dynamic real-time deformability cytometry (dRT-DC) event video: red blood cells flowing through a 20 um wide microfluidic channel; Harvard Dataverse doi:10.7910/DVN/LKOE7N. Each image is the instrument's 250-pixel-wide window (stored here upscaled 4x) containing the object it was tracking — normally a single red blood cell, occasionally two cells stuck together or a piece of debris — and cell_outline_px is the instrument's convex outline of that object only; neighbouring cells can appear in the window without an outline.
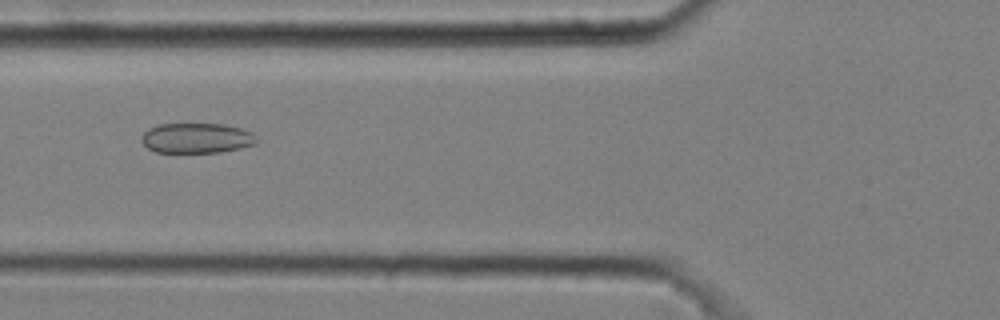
{"species": "common noctule bat (a hibernating species)", "species_latin": "Nyctalus noctula", "temperature_condition": "cold", "stored_images_in_passage": 2, "camera_frame_rate_fps": 3000, "um_per_image_px": 0.085, "animal": {"sex": "male", "body_mass_g": 20.4}, "frame": {"image": 1, "passage_image": 2, "time_ms": 0.333, "image_size_px": [1000, 320], "cell_outline_px": [[256, 144], [240, 148], [220, 152], [156, 152], [148, 148], [140, 140], [140, 136], [148, 128], [160, 124], [224, 124], [240, 128], [252, 132], [256, 140]], "centroid_in_image_um": [16.68, 11.73], "position_along_channel_um": 109.1, "area_um2": 20.17}}